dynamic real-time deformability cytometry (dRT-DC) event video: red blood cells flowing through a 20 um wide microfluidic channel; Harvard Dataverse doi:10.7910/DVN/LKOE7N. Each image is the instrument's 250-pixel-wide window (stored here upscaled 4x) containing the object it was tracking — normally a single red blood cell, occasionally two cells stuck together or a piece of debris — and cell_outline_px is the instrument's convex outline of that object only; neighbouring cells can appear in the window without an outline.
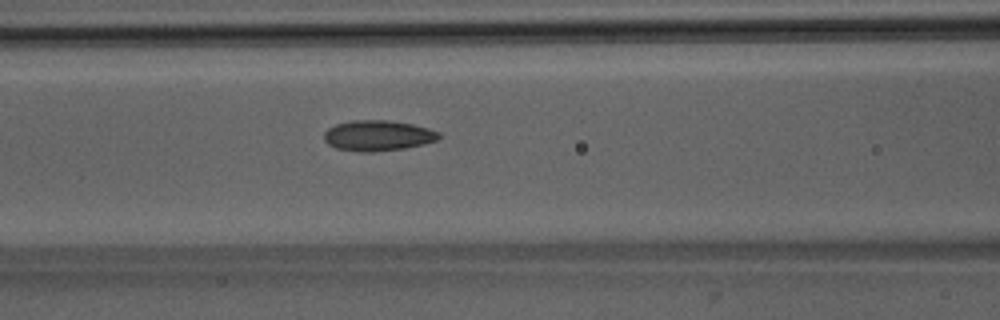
{"species": "Egyptian fruit bat (a non-hibernating species)", "species_latin": "Rousettus aegyptiacus", "temperature_condition": "room temperature", "stored_images_in_passage": 51, "camera_frame_rate_fps": 3000, "um_per_image_px": 0.085, "animal": {"sex": "male"}, "frame": {"image": 1, "passage_image": 22, "time_ms": 7.0, "image_size_px": [1000, 320], "cell_outline_px": [[440, 136], [436, 140], [424, 144], [404, 148], [372, 152], [364, 152], [336, 148], [328, 144], [324, 140], [324, 132], [328, 128], [336, 124], [352, 120], [388, 120], [412, 124], [428, 128], [440, 132]], "centroid_in_image_um": [32.11, 11.52], "position_along_channel_um": 134.5, "area_um2": 20.4}}
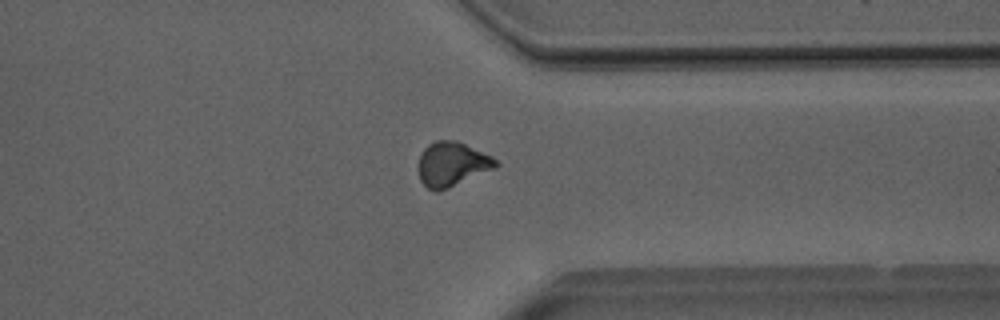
{"frame": {"image": 2, "passage_image": 40, "time_ms": 13.0, "image_size_px": [1000, 320], "cell_outline_px": [[500, 164], [496, 168], [448, 188], [436, 192], [428, 188], [420, 180], [416, 164], [424, 148], [428, 144], [436, 140], [456, 140], [492, 156]], "centroid_in_image_um": [38.4, 13.95], "position_along_channel_um": 373.0, "area_um2": 20.17}}
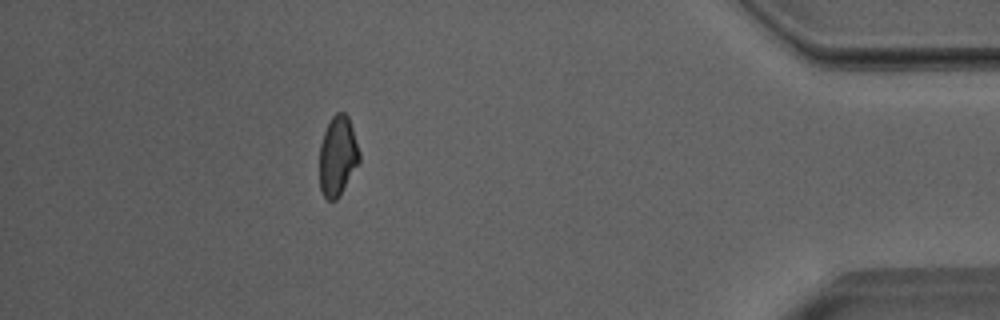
{"frame": {"image": 3, "passage_image": 46, "time_ms": 15.0, "image_size_px": [1000, 320], "cell_outline_px": [[360, 160], [340, 196], [336, 200], [328, 200], [324, 196], [320, 188], [320, 144], [324, 132], [332, 116], [336, 112], [344, 112], [348, 116], [360, 152]], "centroid_in_image_um": [28.7, 13.26], "position_along_channel_um": 406.5, "area_um2": 18.44}, "authors_computed_cell_mechanics": {"area_um2": 19.8832, "velocity_mm_per_s": 4.0082, "shape_relaxation_time_tau1_ms": 4.5613, "shape_relaxation_time_tau2_ms": 2.4681, "deformation_change_tau1": 0.1161, "deformation_change_tau2": 0.0844}}